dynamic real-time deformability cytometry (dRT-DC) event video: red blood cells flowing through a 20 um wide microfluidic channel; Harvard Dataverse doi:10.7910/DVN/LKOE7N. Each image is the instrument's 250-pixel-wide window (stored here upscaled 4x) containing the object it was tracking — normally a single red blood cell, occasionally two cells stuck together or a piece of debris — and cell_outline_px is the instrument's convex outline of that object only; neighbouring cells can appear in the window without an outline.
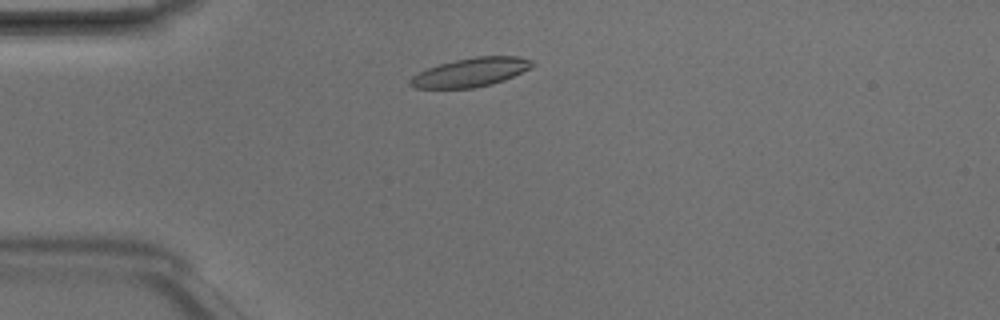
{"species": "Egyptian fruit bat (a non-hibernating species)", "species_latin": "Rousettus aegyptiacus", "temperature_condition": "room temperature", "stored_images_in_passage": 2, "camera_frame_rate_fps": 3000, "um_per_image_px": 0.085, "animal": {"sex": "male"}, "frame": {"image": 1, "passage_image": 2, "time_ms": 0.333, "image_size_px": [1000, 320], "cell_outline_px": [[536, 64], [532, 68], [504, 80], [492, 84], [472, 88], [416, 88], [408, 84], [408, 80], [412, 76], [428, 68], [440, 64], [456, 60], [476, 56], [520, 56], [532, 60]], "centroid_in_image_um": [40.05, 6.14], "position_along_channel_um": 44.9, "area_um2": 20.52}}